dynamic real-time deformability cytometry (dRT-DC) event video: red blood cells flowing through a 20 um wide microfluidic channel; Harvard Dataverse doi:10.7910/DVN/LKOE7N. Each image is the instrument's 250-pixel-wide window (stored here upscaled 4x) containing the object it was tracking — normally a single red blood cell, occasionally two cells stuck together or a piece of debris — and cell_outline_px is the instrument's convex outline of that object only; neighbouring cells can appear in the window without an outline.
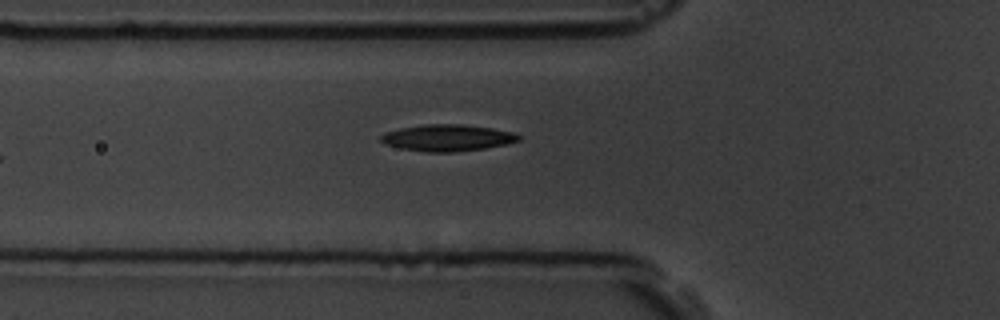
{"species": "common noctule bat (a hibernating species)", "species_latin": "Nyctalus noctula", "temperature_condition": "room temperature", "stored_images_in_passage": 6, "camera_frame_rate_fps": 3000, "um_per_image_px": 0.085, "animal": {"sex": "male", "body_mass_g": 19.5, "forearm_length_mm": 54.6}, "frame": {"image": 1, "passage_image": 6, "time_ms": 6.667, "image_size_px": [1000, 320], "cell_outline_px": [[524, 136], [520, 140], [508, 144], [484, 148], [452, 152], [424, 152], [400, 148], [384, 144], [380, 140], [380, 136], [384, 132], [400, 128], [424, 124], [464, 124], [492, 128], [512, 132]], "centroid_in_image_um": [38.03, 11.71], "position_along_channel_um": 87.8, "area_um2": 21.56}}